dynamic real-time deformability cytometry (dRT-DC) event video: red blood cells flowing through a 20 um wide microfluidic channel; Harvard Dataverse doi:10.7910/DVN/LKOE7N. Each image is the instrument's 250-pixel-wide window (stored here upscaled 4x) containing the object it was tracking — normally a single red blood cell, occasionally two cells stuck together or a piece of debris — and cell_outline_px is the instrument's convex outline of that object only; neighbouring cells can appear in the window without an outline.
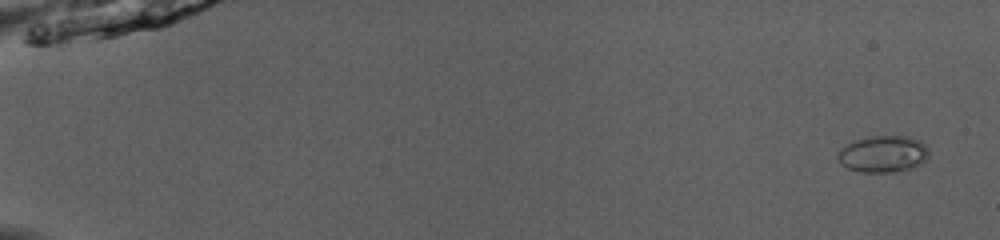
{"species": "common noctule bat (a hibernating species)", "species_latin": "Nyctalus noctula", "temperature_condition": "room temperature", "stored_images_in_passage": 52, "camera_frame_rate_fps": 3000, "um_per_image_px": 0.085, "animal": {"sex": "male", "body_mass_g": 13.0, "forearm_length_mm": 53.1}, "frame": {"image": 1, "passage_image": 3, "time_ms": 0.667, "image_size_px": [1000, 240], "cell_outline_px": [[928, 156], [916, 168], [896, 172], [860, 172], [848, 168], [840, 164], [836, 156], [836, 152], [844, 144], [868, 136], [908, 136], [920, 140], [928, 148]], "centroid_in_image_um": [75.03, 13.09], "position_along_channel_um": 10.0, "area_um2": 19.88}}
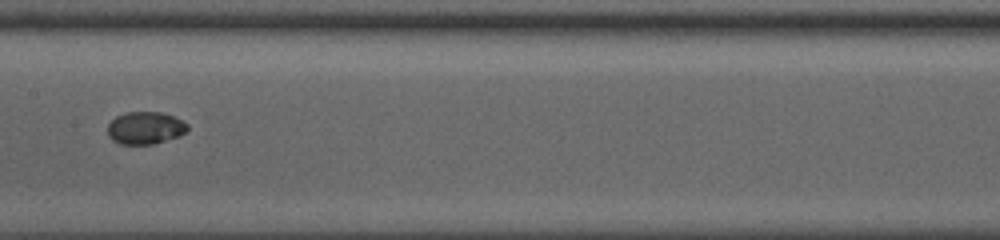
{"frame": {"image": 2, "passage_image": 29, "time_ms": 9.333, "image_size_px": [1000, 240], "cell_outline_px": [[188, 128], [180, 136], [152, 144], [120, 144], [112, 140], [108, 136], [108, 124], [116, 116], [128, 112], [160, 112], [172, 116], [188, 124]], "centroid_in_image_um": [12.32, 10.88], "position_along_channel_um": 195.1, "area_um2": 14.97}}
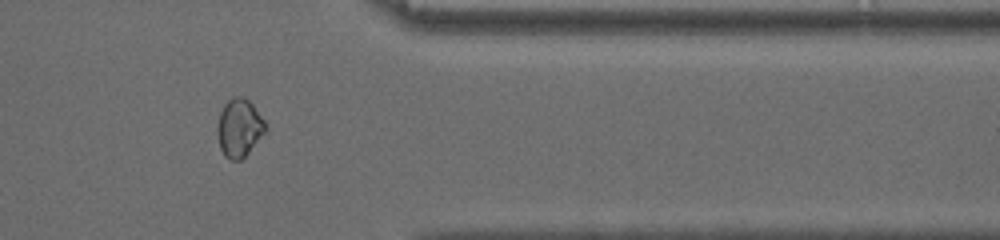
{"frame": {"image": 3, "passage_image": 44, "time_ms": 14.333, "image_size_px": [1000, 240], "cell_outline_px": [[268, 128], [248, 152], [240, 160], [232, 160], [224, 156], [220, 148], [216, 128], [220, 112], [224, 104], [232, 96], [240, 96], [248, 100], [252, 104], [264, 120]], "centroid_in_image_um": [20.32, 10.85], "position_along_channel_um": 391.1, "area_um2": 16.18}, "authors_computed_cell_mechanics": {"area_um2": 15.895, "velocity_mm_per_s": 4.0659, "shape_relaxation_time_tau1_ms": null, "shape_relaxation_time_tau2_ms": 7.1044, "deformation_change_tau1": null, "deformation_change_tau2": 0.0313}}